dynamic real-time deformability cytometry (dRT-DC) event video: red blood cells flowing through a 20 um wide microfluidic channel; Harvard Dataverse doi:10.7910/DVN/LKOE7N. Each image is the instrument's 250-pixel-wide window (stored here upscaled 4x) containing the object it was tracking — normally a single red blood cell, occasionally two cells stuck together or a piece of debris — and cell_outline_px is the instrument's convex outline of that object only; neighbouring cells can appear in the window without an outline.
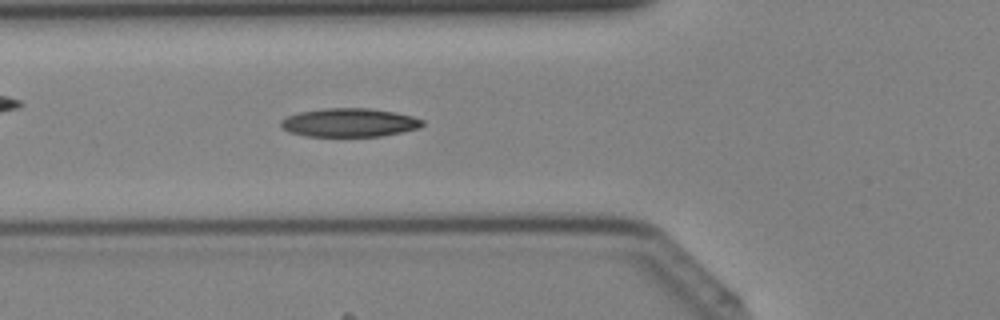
{"species": "Egyptian fruit bat (a non-hibernating species)", "species_latin": "Rousettus aegyptiacus", "temperature_condition": "cold", "stored_images_in_passage": 41, "camera_frame_rate_fps": 3000, "um_per_image_px": 0.085, "animal": {"sex": "female"}, "frame": {"image": 1, "passage_image": 15, "time_ms": 4.667, "image_size_px": [1000, 320], "cell_outline_px": [[424, 124], [420, 128], [380, 136], [308, 136], [288, 132], [280, 124], [280, 120], [288, 116], [300, 112], [324, 108], [368, 108], [392, 112], [412, 116], [424, 120]], "centroid_in_image_um": [29.69, 10.42], "position_along_channel_um": 96.1, "area_um2": 23.41}}
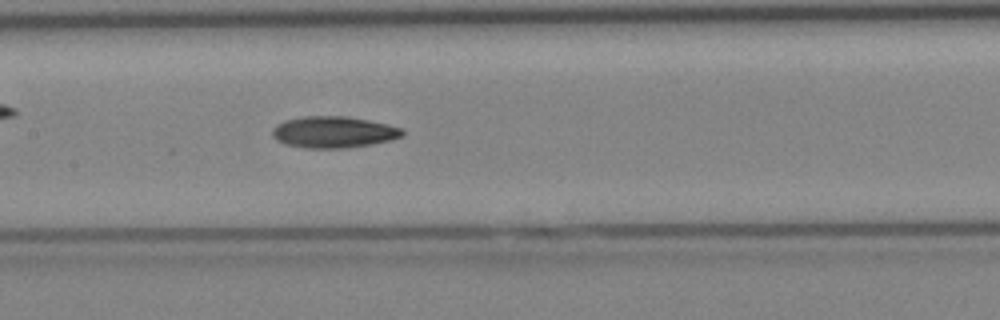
{"frame": {"image": 2, "passage_image": 20, "time_ms": 6.333, "image_size_px": [1000, 320], "cell_outline_px": [[404, 136], [392, 140], [344, 148], [308, 148], [284, 144], [276, 140], [272, 136], [272, 128], [276, 124], [284, 120], [300, 116], [348, 116], [388, 124], [404, 128]], "centroid_in_image_um": [28.34, 11.21], "position_along_channel_um": 179.1, "area_um2": 24.1}}
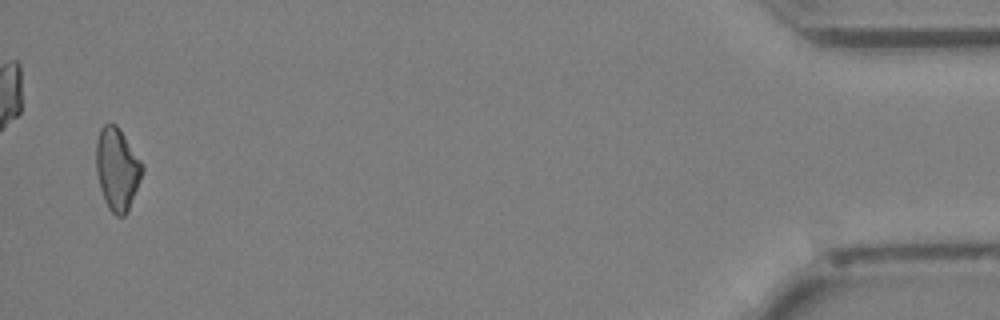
{"frame": {"image": 3, "passage_image": 40, "time_ms": 13.0, "image_size_px": [1000, 320], "cell_outline_px": [[144, 172], [128, 212], [124, 216], [116, 216], [108, 208], [104, 200], [100, 188], [96, 172], [96, 140], [100, 128], [104, 124], [116, 124], [144, 164]], "centroid_in_image_um": [9.97, 14.38], "position_along_channel_um": 425.2, "area_um2": 22.43}}